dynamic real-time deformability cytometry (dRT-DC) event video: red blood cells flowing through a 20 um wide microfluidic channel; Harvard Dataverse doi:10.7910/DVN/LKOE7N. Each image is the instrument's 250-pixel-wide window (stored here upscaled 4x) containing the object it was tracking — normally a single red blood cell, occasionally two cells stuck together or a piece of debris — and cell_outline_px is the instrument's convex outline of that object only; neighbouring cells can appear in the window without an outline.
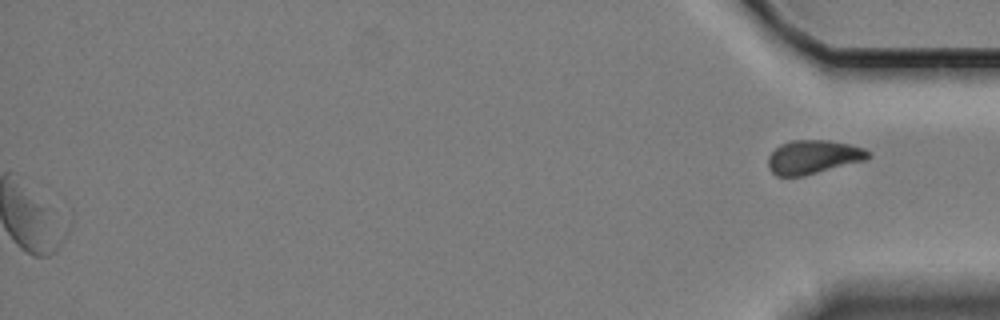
{"species": "Egyptian fruit bat (a non-hibernating species)", "species_latin": "Rousettus aegyptiacus", "temperature_condition": "cold", "stored_images_in_passage": 60, "segment_of_instrument_passage": [2, 2], "camera_frame_rate_fps": 3000, "um_per_image_px": 0.085, "animal": {"sex": "female"}, "frame": {"image": 1, "passage_image": 60, "time_ms": 19.667, "image_size_px": [1000, 320], "cell_outline_px": [[872, 156], [864, 160], [804, 176], [776, 176], [768, 168], [768, 156], [780, 144], [792, 140], [828, 140], [852, 144], [864, 148], [872, 152]], "centroid_in_image_um": [69.14, 13.34], "position_along_channel_um": 366.1, "area_um2": 19.83}}